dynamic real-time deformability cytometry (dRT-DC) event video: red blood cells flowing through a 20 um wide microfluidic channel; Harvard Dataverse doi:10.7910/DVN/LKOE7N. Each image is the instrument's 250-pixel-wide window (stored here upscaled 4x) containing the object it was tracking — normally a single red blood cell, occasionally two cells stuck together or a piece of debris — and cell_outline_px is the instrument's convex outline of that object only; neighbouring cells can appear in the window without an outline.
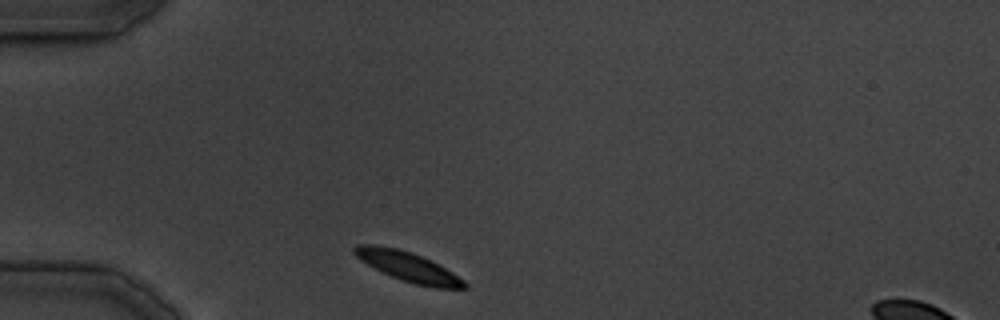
{"species": "common noctule bat (a hibernating species)", "species_latin": "Nyctalus noctula", "temperature_condition": "cold", "stored_images_in_passage": 26, "camera_frame_rate_fps": 3000, "um_per_image_px": 0.085, "animal": {"sex": "male", "body_mass_g": 19.5, "forearm_length_mm": 54.6}, "frame": {"image": 1, "passage_image": 1, "time_ms": 0.0, "image_size_px": [1000, 320], "cell_outline_px": [[468, 288], [436, 288], [416, 284], [392, 276], [360, 260], [352, 252], [352, 248], [356, 244], [376, 244], [396, 248], [412, 252], [452, 272], [464, 280], [468, 284]], "centroid_in_image_um": [34.66, 22.65], "position_along_channel_um": 50.3, "area_um2": 18.61}}
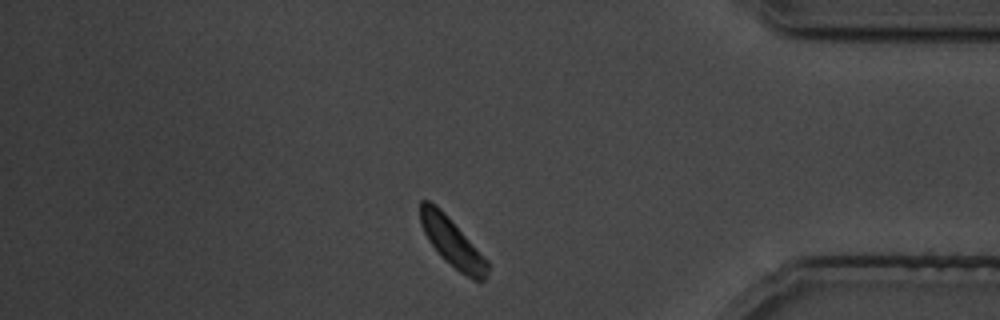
{"frame": {"image": 2, "passage_image": 22, "time_ms": 28.333, "image_size_px": [1000, 320], "cell_outline_px": [[488, 272], [484, 280], [472, 280], [460, 272], [444, 260], [428, 240], [420, 224], [420, 200], [428, 200], [436, 204], [444, 212], [488, 260]], "centroid_in_image_um": [38.42, 20.6], "position_along_channel_um": 396.8, "area_um2": 18.96}}
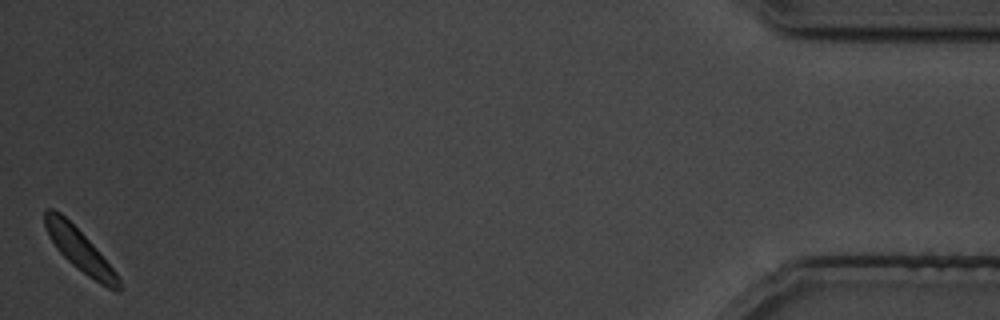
{"frame": {"image": 3, "passage_image": 26, "time_ms": 34.667, "image_size_px": [1000, 320], "cell_outline_px": [[120, 292], [116, 292], [100, 284], [76, 268], [56, 248], [48, 236], [44, 224], [44, 212], [48, 208], [52, 208], [60, 212], [100, 252], [116, 272], [120, 280]], "centroid_in_image_um": [6.77, 21.27], "position_along_channel_um": 428.4, "area_um2": 17.98}}